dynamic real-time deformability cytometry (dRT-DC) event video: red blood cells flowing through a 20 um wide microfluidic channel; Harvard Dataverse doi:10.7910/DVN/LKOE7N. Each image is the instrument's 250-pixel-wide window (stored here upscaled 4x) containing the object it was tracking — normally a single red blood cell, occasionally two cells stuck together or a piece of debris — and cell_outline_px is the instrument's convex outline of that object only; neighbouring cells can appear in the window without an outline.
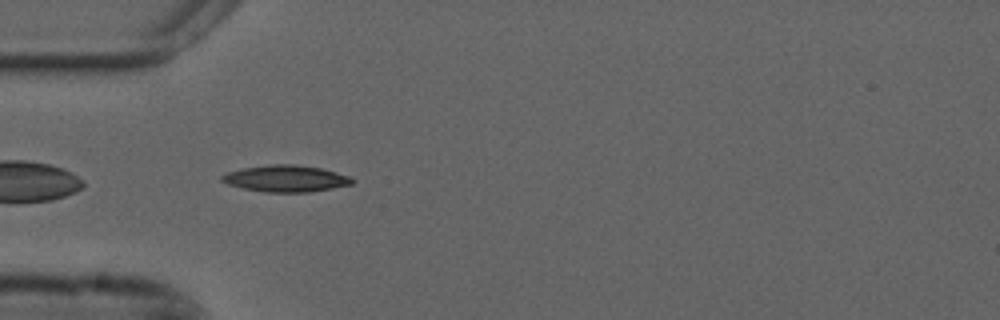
{"species": "common noctule bat (a hibernating species)", "species_latin": "Nyctalus noctula", "temperature_condition": "cold", "stored_images_in_passage": 40, "camera_frame_rate_fps": 3000, "um_per_image_px": 0.085, "animal": {"sex": "male", "forearm_length_mm": 52.5}, "frame": {"image": 1, "passage_image": 2, "time_ms": 0.333, "image_size_px": [1000, 320], "cell_outline_px": [[356, 180], [352, 184], [332, 188], [308, 192], [264, 192], [244, 188], [228, 184], [220, 180], [220, 176], [228, 172], [244, 168], [272, 164], [292, 164], [320, 168], [352, 176]], "centroid_in_image_um": [24.33, 15.18], "position_along_channel_um": 60.7, "area_um2": 20.11}}
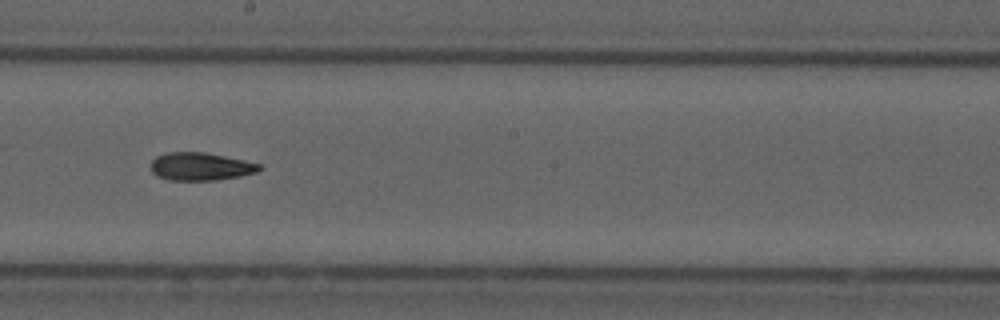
{"frame": {"image": 2, "passage_image": 16, "time_ms": 5.0, "image_size_px": [1000, 320], "cell_outline_px": [[264, 168], [256, 172], [240, 176], [216, 180], [168, 180], [156, 176], [152, 172], [152, 160], [156, 156], [168, 152], [204, 152], [244, 160], [260, 164]], "centroid_in_image_um": [17.05, 14.15], "position_along_channel_um": 231.2, "area_um2": 17.63}}
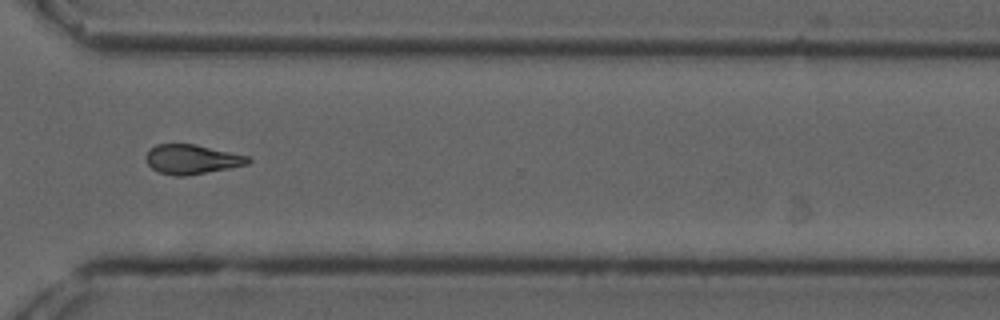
{"frame": {"image": 3, "passage_image": 26, "time_ms": 8.333, "image_size_px": [1000, 320], "cell_outline_px": [[252, 160], [248, 164], [228, 168], [184, 176], [176, 176], [160, 172], [152, 168], [148, 164], [144, 156], [156, 144], [196, 144], [248, 156]], "centroid_in_image_um": [16.3, 13.53], "position_along_channel_um": 354.3, "area_um2": 17.34}, "authors_computed_cell_mechanics": {"area_um2": 17.7157, "velocity_mm_per_s": 3.7024, "shape_relaxation_time_tau1_ms": 6.4491, "shape_relaxation_time_tau2_ms": 5.9393, "deformation_change_tau1": 0.1588, "deformation_change_tau2": 0.144}}